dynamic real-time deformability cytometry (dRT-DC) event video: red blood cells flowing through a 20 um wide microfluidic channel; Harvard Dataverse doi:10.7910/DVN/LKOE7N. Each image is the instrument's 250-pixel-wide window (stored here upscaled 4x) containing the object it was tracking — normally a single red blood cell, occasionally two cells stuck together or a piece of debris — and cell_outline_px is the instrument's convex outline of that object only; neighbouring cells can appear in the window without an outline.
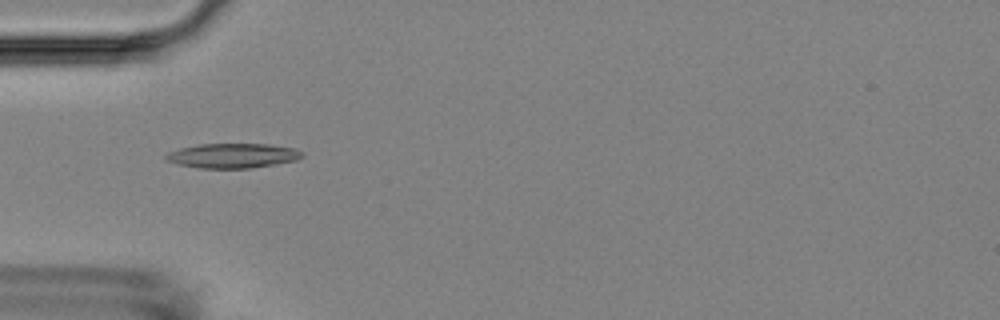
{"species": "Egyptian fruit bat (a non-hibernating species)", "species_latin": "Rousettus aegyptiacus", "temperature_condition": "room temperature", "stored_images_in_passage": 4, "camera_frame_rate_fps": 3000, "um_per_image_px": 0.085, "animal": {"sex": "female"}, "frame": {"image": 1, "passage_image": 1, "time_ms": 0.0, "image_size_px": [1000, 320], "cell_outline_px": [[304, 156], [296, 160], [276, 164], [252, 168], [200, 168], [176, 164], [164, 160], [164, 156], [168, 152], [180, 148], [200, 144], [268, 144], [296, 148], [304, 152]], "centroid_in_image_um": [19.78, 13.23], "position_along_channel_um": 65.2, "area_um2": 19.77}}